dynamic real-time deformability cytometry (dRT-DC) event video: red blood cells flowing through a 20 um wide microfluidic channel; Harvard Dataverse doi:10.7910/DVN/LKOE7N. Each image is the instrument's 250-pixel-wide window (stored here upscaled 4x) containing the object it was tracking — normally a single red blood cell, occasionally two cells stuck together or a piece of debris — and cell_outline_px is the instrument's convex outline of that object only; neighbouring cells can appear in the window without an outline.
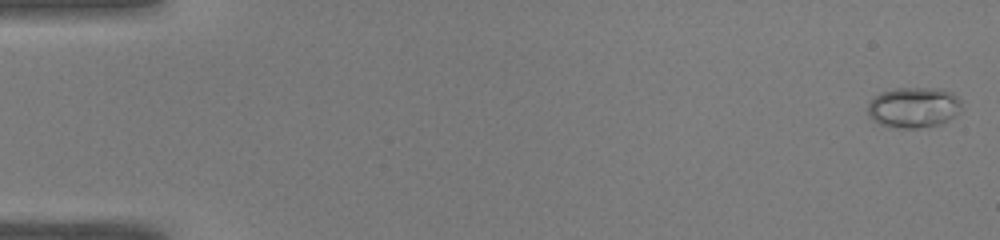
{"species": "common noctule bat (a hibernating species)", "species_latin": "Nyctalus noctula", "temperature_condition": "warm", "stored_images_in_passage": 46, "camera_frame_rate_fps": 3000, "um_per_image_px": 0.085, "animal": {"sex": "male", "body_mass_g": 19.0, "forearm_length_mm": 50.8}, "frame": {"image": 1, "passage_image": 1, "time_ms": 0.0, "image_size_px": [1000, 240], "cell_outline_px": [[960, 112], [956, 116], [940, 124], [916, 128], [900, 128], [880, 124], [872, 120], [868, 116], [868, 104], [872, 96], [880, 92], [896, 88], [940, 88], [952, 92], [960, 100]], "centroid_in_image_um": [77.64, 9.12], "position_along_channel_um": 7.4, "area_um2": 22.43}}
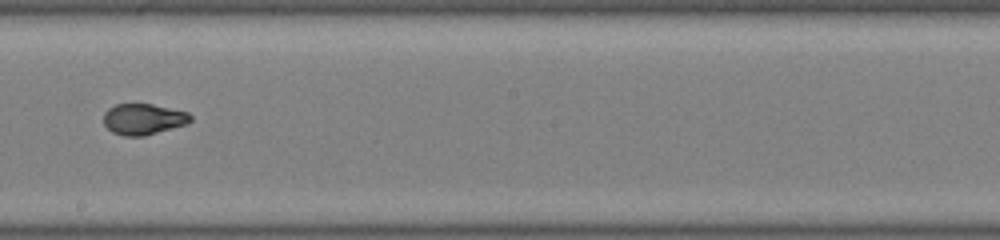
{"frame": {"image": 2, "passage_image": 29, "time_ms": 9.333, "image_size_px": [1000, 240], "cell_outline_px": [[192, 120], [188, 124], [144, 136], [124, 136], [112, 132], [104, 124], [104, 112], [108, 108], [116, 104], [152, 104], [188, 112], [192, 116]], "centroid_in_image_um": [12.2, 10.13], "position_along_channel_um": 236.0, "area_um2": 15.78}}
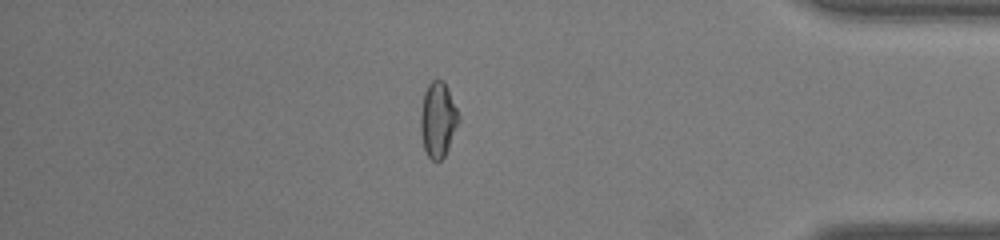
{"frame": {"image": 3, "passage_image": 43, "time_ms": 14.0, "image_size_px": [1000, 240], "cell_outline_px": [[460, 120], [448, 148], [444, 156], [440, 160], [432, 160], [428, 156], [424, 148], [420, 132], [420, 116], [424, 92], [428, 84], [432, 80], [444, 80], [448, 88], [460, 116]], "centroid_in_image_um": [37.23, 10.15], "position_along_channel_um": 398.0, "area_um2": 16.7}}